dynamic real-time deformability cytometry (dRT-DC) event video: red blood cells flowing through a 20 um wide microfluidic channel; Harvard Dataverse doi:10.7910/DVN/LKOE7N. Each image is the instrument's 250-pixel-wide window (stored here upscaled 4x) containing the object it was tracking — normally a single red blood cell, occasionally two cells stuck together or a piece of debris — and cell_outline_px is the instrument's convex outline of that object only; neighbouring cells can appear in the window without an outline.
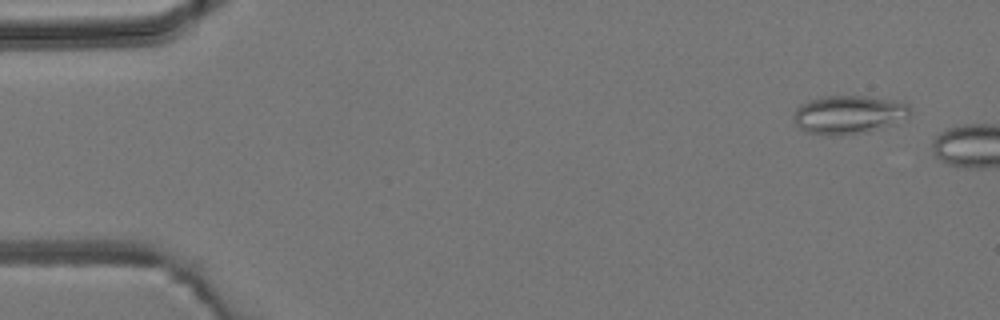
{"species": "common noctule bat (a hibernating species)", "species_latin": "Nyctalus noctula", "temperature_condition": "room temperature", "stored_images_in_passage": 2, "camera_frame_rate_fps": 3000, "um_per_image_px": 0.085, "animal": {"sex": "male", "body_mass_g": 19.2, "forearm_length_mm": 51.8}, "frame": {"image": 1, "passage_image": 1, "time_ms": 0.0, "image_size_px": [1000, 320], "cell_outline_px": [[912, 112], [908, 120], [896, 124], [868, 132], [832, 136], [824, 136], [808, 132], [800, 128], [796, 124], [792, 116], [796, 108], [800, 104], [824, 96], [868, 96], [892, 100], [908, 104], [912, 108]], "centroid_in_image_um": [72.2, 9.76], "position_along_channel_um": 12.8, "area_um2": 26.65}}